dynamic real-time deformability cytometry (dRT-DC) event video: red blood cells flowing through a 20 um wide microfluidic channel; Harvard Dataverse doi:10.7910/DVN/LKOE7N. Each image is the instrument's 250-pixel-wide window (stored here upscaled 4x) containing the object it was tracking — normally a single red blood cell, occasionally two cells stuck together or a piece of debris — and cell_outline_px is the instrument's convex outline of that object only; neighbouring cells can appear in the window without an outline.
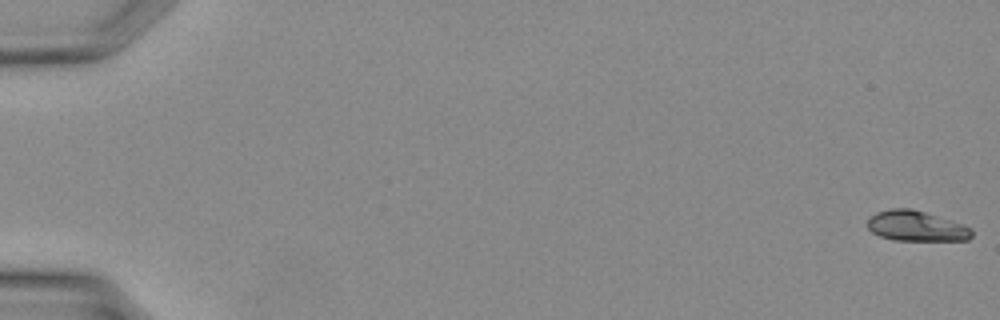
{"species": "Egyptian fruit bat (a non-hibernating species)", "species_latin": "Rousettus aegyptiacus", "temperature_condition": "warm", "stored_images_in_passage": 9, "camera_frame_rate_fps": 3000, "um_per_image_px": 0.085, "animal": {"sex": "female"}, "frame": {"image": 1, "passage_image": 1, "time_ms": 0.0, "image_size_px": [1000, 320], "cell_outline_px": [[972, 236], [968, 240], [892, 240], [880, 236], [872, 232], [868, 228], [868, 220], [876, 212], [892, 208], [912, 208], [964, 224], [972, 228]], "centroid_in_image_um": [77.9, 19.21], "position_along_channel_um": 7.1, "area_um2": 18.44}}